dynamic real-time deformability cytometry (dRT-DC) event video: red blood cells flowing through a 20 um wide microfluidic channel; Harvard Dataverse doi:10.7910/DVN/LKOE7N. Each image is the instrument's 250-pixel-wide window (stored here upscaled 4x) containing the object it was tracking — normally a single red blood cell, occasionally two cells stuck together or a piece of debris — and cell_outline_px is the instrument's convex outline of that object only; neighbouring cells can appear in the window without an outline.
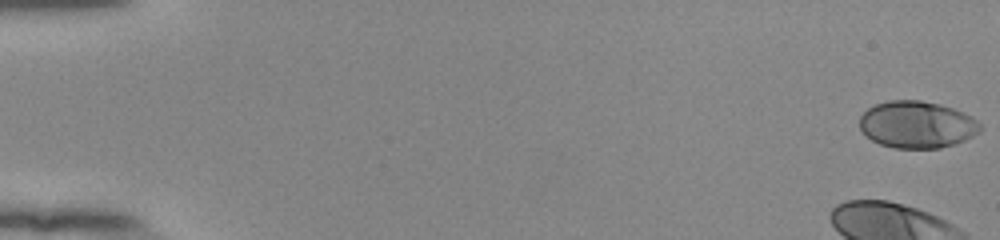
{"species": "human", "species_latin": "Homo sapiens", "temperature_condition": "room temperature", "stored_images_in_passage": 54, "camera_frame_rate_fps": 3000, "um_per_image_px": 0.085, "donor": {"sex": "female"}, "frame": {"image": 1, "passage_image": 1, "time_ms": 0.0, "image_size_px": [1000, 240], "cell_outline_px": [[980, 132], [964, 140], [940, 148], [892, 148], [880, 144], [872, 140], [860, 128], [860, 116], [868, 108], [876, 104], [888, 100], [920, 100], [940, 104], [964, 112], [972, 116], [980, 124]], "centroid_in_image_um": [77.94, 10.58], "position_along_channel_um": 7.1, "area_um2": 32.95}}